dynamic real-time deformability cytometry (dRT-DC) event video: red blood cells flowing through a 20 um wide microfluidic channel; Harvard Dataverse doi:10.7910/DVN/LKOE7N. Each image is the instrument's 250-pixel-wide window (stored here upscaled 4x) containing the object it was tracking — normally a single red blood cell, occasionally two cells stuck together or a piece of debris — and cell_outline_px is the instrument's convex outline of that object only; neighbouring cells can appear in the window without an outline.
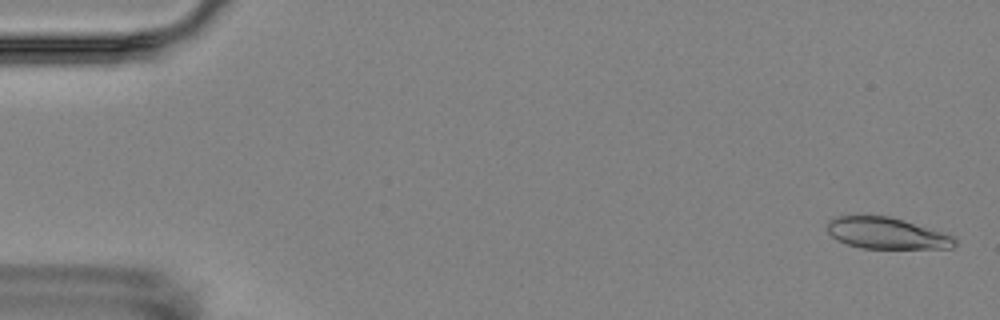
{"species": "Egyptian fruit bat (a non-hibernating species)", "species_latin": "Rousettus aegyptiacus", "temperature_condition": "room temperature", "stored_images_in_passage": 5, "camera_frame_rate_fps": 3000, "um_per_image_px": 0.085, "animal": {"sex": "female"}, "frame": {"image": 1, "passage_image": 1, "time_ms": 0.0, "image_size_px": [1000, 320], "cell_outline_px": [[956, 244], [952, 248], [860, 248], [848, 244], [832, 236], [828, 232], [828, 220], [840, 216], [888, 216], [940, 232], [952, 236], [956, 240]], "centroid_in_image_um": [75.34, 19.84], "position_along_channel_um": 9.7, "area_um2": 22.66}}